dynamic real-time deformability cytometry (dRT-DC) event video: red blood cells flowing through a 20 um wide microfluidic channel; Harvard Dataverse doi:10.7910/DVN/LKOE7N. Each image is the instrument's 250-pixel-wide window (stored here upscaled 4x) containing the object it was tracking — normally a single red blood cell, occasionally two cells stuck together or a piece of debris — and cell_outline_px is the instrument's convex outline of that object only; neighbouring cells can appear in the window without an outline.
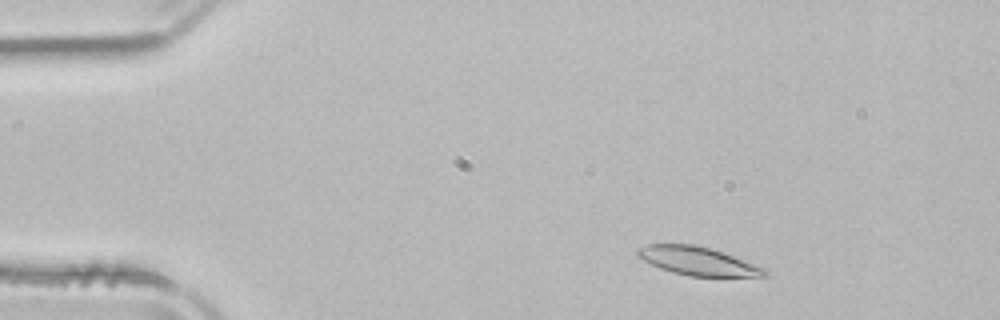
{"species": "common noctule bat (a hibernating species)", "species_latin": "Nyctalus noctula", "temperature_condition": "room temperature", "stored_images_in_passage": 45, "camera_frame_rate_fps": 3000, "um_per_image_px": 0.085, "animal": {"sex": "male", "body_mass_g": 21.5, "forearm_length_mm": 52.0}, "frame": {"image": 1, "passage_image": 1, "time_ms": 0.0, "image_size_px": [1000, 320], "cell_outline_px": [[768, 276], [688, 276], [672, 272], [660, 268], [636, 256], [636, 248], [648, 244], [692, 244], [708, 248], [768, 268]], "centroid_in_image_um": [59.3, 22.19], "position_along_channel_um": 25.7, "area_um2": 20.87}}
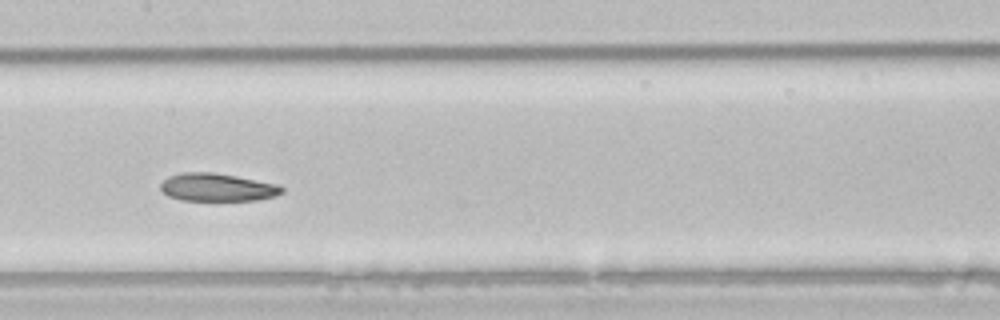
{"frame": {"image": 2, "passage_image": 19, "time_ms": 6.0, "image_size_px": [1000, 320], "cell_outline_px": [[284, 192], [276, 196], [256, 200], [180, 200], [168, 196], [160, 188], [160, 184], [168, 176], [180, 172], [212, 172], [236, 176], [280, 184], [284, 188]], "centroid_in_image_um": [18.49, 15.91], "position_along_channel_um": 188.9, "area_um2": 19.88}}
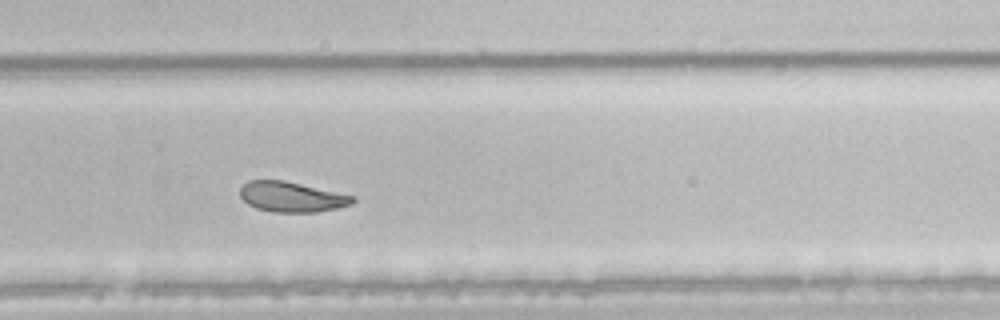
{"frame": {"image": 3, "passage_image": 28, "time_ms": 9.0, "image_size_px": [1000, 320], "cell_outline_px": [[356, 200], [352, 204], [340, 208], [316, 212], [272, 212], [256, 208], [248, 204], [240, 196], [240, 188], [248, 180], [284, 180], [356, 196]], "centroid_in_image_um": [24.82, 16.74], "position_along_channel_um": 305.0, "area_um2": 20.0}, "authors_computed_cell_mechanics": {"area_um2": 21.675, "velocity_mm_per_s": 3.8999, "shape_relaxation_time_tau1_ms": 3.5531, "shape_relaxation_time_tau2_ms": 2.4166, "deformation_change_tau1": 0.1217, "deformation_change_tau2": 0.0872}}